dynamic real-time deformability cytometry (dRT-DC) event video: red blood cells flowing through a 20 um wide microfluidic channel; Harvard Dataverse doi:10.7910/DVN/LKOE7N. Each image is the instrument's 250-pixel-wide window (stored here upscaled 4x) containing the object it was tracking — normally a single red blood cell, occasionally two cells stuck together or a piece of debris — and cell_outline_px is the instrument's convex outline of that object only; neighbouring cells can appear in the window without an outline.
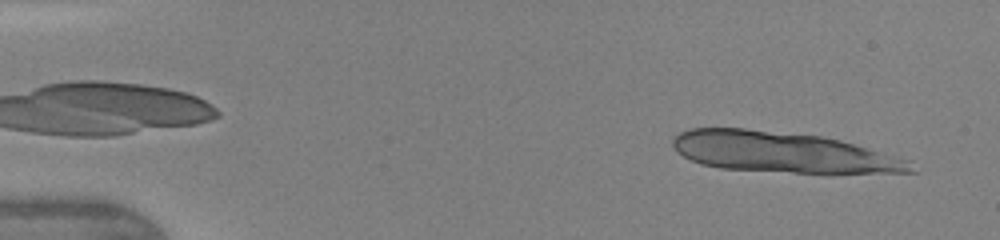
{"species": "human", "species_latin": "Homo sapiens", "temperature_condition": "warm", "stored_images_in_passage": 13, "camera_frame_rate_fps": 3000, "um_per_image_px": 0.085, "donor": {"sex": "female"}, "frame": {"image": 1, "passage_image": 3, "time_ms": 0.667, "image_size_px": [1000, 240], "cell_outline_px": [[916, 172], [792, 172], [720, 168], [700, 164], [676, 152], [672, 144], [672, 140], [680, 132], [688, 128], [744, 128], [820, 136], [840, 140], [908, 160]], "centroid_in_image_um": [66.42, 12.93], "position_along_channel_um": 18.6, "area_um2": 55.31}}